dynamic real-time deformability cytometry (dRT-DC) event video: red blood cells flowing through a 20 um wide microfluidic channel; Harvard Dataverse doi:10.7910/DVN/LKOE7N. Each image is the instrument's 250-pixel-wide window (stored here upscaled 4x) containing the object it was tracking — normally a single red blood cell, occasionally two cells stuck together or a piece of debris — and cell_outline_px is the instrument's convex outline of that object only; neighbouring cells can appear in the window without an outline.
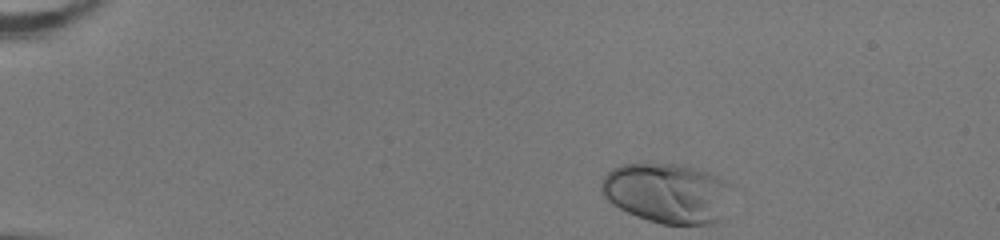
{"species": "human", "species_latin": "Homo sapiens", "temperature_condition": "room temperature", "stored_images_in_passage": 37, "camera_frame_rate_fps": 3000, "um_per_image_px": 0.085, "donor": {"sex": "female"}, "frame": {"image": 1, "passage_image": 1, "time_ms": 0.0, "image_size_px": [1000, 240], "cell_outline_px": [[732, 184], [720, 220], [708, 224], [660, 224], [636, 216], [612, 204], [600, 192], [600, 180], [612, 168], [620, 164], [680, 164], [696, 168], [708, 172], [728, 180]], "centroid_in_image_um": [56.68, 16.4], "position_along_channel_um": 28.3, "area_um2": 45.78}}
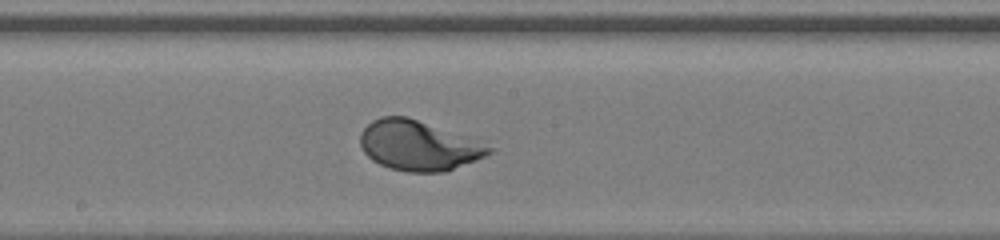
{"frame": {"image": 2, "passage_image": 22, "time_ms": 7.0, "image_size_px": [1000, 240], "cell_outline_px": [[496, 152], [444, 172], [408, 172], [388, 168], [372, 160], [364, 152], [360, 144], [360, 132], [372, 120], [380, 116], [408, 116], [496, 148]], "centroid_in_image_um": [35.55, 12.38], "position_along_channel_um": 212.7, "area_um2": 37.28}}
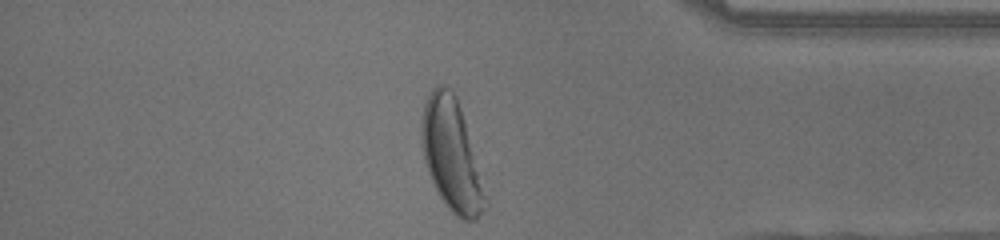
{"frame": {"image": 3, "passage_image": 37, "time_ms": 12.0, "image_size_px": [1000, 240], "cell_outline_px": [[488, 208], [476, 220], [464, 220], [456, 216], [444, 204], [436, 192], [428, 172], [424, 160], [420, 140], [420, 116], [424, 104], [432, 88], [436, 84], [444, 84], [456, 96], [464, 120], [488, 200]], "centroid_in_image_um": [38.35, 13.21], "position_along_channel_um": 396.8, "area_um2": 41.67}}